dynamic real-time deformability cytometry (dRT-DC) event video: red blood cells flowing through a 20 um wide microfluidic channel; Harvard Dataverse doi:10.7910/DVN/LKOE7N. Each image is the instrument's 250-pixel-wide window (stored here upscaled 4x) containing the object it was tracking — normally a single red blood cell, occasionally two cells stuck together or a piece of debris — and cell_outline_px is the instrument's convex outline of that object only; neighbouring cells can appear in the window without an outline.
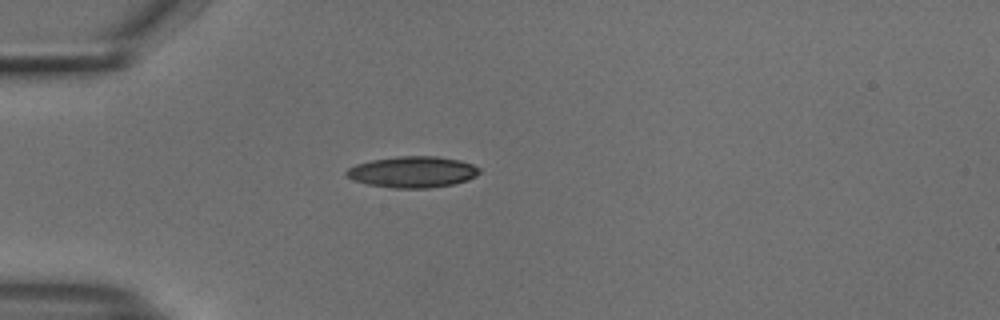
{"species": "common noctule bat (a hibernating species)", "species_latin": "Nyctalus noctula", "temperature_condition": "cold", "stored_images_in_passage": 39, "camera_frame_rate_fps": 3000, "um_per_image_px": 0.085, "animal": {"sex": "male", "body_mass_g": 18.8}, "frame": {"image": 1, "passage_image": 1, "time_ms": 0.0, "image_size_px": [1000, 320], "cell_outline_px": [[480, 172], [476, 176], [468, 180], [452, 184], [428, 188], [396, 188], [368, 184], [352, 180], [344, 172], [348, 168], [356, 164], [372, 160], [396, 156], [436, 156], [460, 160], [472, 164], [480, 168]], "centroid_in_image_um": [35.08, 14.61], "position_along_channel_um": 49.9, "area_um2": 24.16}}
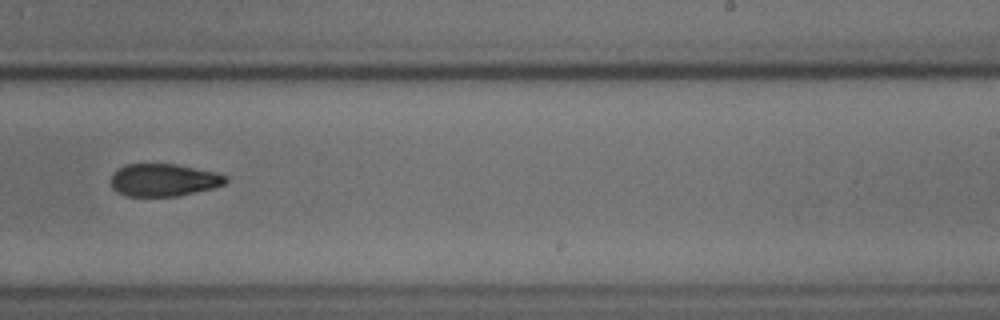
{"frame": {"image": 2, "passage_image": 20, "time_ms": 6.333, "image_size_px": [1000, 320], "cell_outline_px": [[228, 180], [224, 184], [212, 188], [176, 196], [124, 196], [116, 192], [112, 188], [108, 180], [112, 172], [124, 164], [176, 164], [216, 172], [228, 176]], "centroid_in_image_um": [13.84, 15.29], "position_along_channel_um": 275.2, "area_um2": 22.08}}
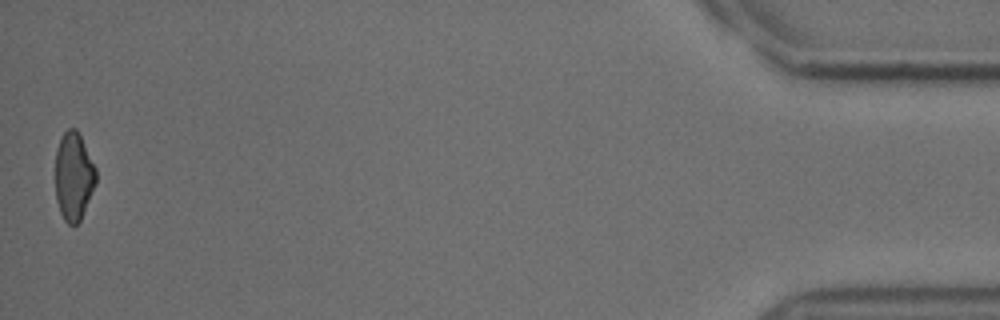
{"frame": {"image": 3, "passage_image": 39, "time_ms": 12.667, "image_size_px": [1000, 320], "cell_outline_px": [[96, 184], [80, 220], [76, 224], [68, 224], [64, 220], [60, 212], [56, 200], [56, 148], [64, 132], [68, 128], [76, 128], [96, 168]], "centroid_in_image_um": [6.26, 14.99], "position_along_channel_um": 428.9, "area_um2": 20.69}, "authors_computed_cell_mechanics": {"area_um2": 22.542, "velocity_mm_per_s": 3.7916, "shape_relaxation_time_tau1_ms": 7.8636, "shape_relaxation_time_tau2_ms": 9.2372, "deformation_change_tau1": 0.1761, "deformation_change_tau2": 0.1731}}